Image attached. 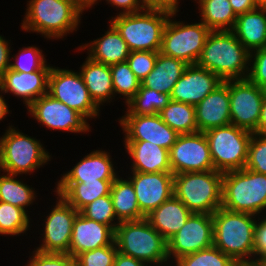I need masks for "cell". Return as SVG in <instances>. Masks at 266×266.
Wrapping results in <instances>:
<instances>
[{
    "label": "cell",
    "instance_id": "56",
    "mask_svg": "<svg viewBox=\"0 0 266 266\" xmlns=\"http://www.w3.org/2000/svg\"><path fill=\"white\" fill-rule=\"evenodd\" d=\"M86 6L92 1V0H81Z\"/></svg>",
    "mask_w": 266,
    "mask_h": 266
},
{
    "label": "cell",
    "instance_id": "52",
    "mask_svg": "<svg viewBox=\"0 0 266 266\" xmlns=\"http://www.w3.org/2000/svg\"><path fill=\"white\" fill-rule=\"evenodd\" d=\"M254 133L258 135L266 136V90H265L264 99H263L262 106H261L259 123Z\"/></svg>",
    "mask_w": 266,
    "mask_h": 266
},
{
    "label": "cell",
    "instance_id": "8",
    "mask_svg": "<svg viewBox=\"0 0 266 266\" xmlns=\"http://www.w3.org/2000/svg\"><path fill=\"white\" fill-rule=\"evenodd\" d=\"M223 173L217 170L174 175V195L192 213L213 214L222 206Z\"/></svg>",
    "mask_w": 266,
    "mask_h": 266
},
{
    "label": "cell",
    "instance_id": "55",
    "mask_svg": "<svg viewBox=\"0 0 266 266\" xmlns=\"http://www.w3.org/2000/svg\"><path fill=\"white\" fill-rule=\"evenodd\" d=\"M257 7H266V0H255Z\"/></svg>",
    "mask_w": 266,
    "mask_h": 266
},
{
    "label": "cell",
    "instance_id": "47",
    "mask_svg": "<svg viewBox=\"0 0 266 266\" xmlns=\"http://www.w3.org/2000/svg\"><path fill=\"white\" fill-rule=\"evenodd\" d=\"M98 1H102V0H92L88 5H87V10L89 8L92 9V7L96 4H98ZM107 2V4H111V7H115L116 9L119 8L121 9V11H119V13H117V15H121V14H130V13H137L140 12L142 10H144L138 0H105Z\"/></svg>",
    "mask_w": 266,
    "mask_h": 266
},
{
    "label": "cell",
    "instance_id": "10",
    "mask_svg": "<svg viewBox=\"0 0 266 266\" xmlns=\"http://www.w3.org/2000/svg\"><path fill=\"white\" fill-rule=\"evenodd\" d=\"M177 13L172 12L169 16L159 52L180 59L188 65L196 64L211 30L201 21L189 24L177 21Z\"/></svg>",
    "mask_w": 266,
    "mask_h": 266
},
{
    "label": "cell",
    "instance_id": "13",
    "mask_svg": "<svg viewBox=\"0 0 266 266\" xmlns=\"http://www.w3.org/2000/svg\"><path fill=\"white\" fill-rule=\"evenodd\" d=\"M265 90L248 78L229 80L231 124L254 133L257 129Z\"/></svg>",
    "mask_w": 266,
    "mask_h": 266
},
{
    "label": "cell",
    "instance_id": "14",
    "mask_svg": "<svg viewBox=\"0 0 266 266\" xmlns=\"http://www.w3.org/2000/svg\"><path fill=\"white\" fill-rule=\"evenodd\" d=\"M55 195L58 196L55 205L42 220V244L34 249L43 253L69 254L73 223L79 212L60 195Z\"/></svg>",
    "mask_w": 266,
    "mask_h": 266
},
{
    "label": "cell",
    "instance_id": "39",
    "mask_svg": "<svg viewBox=\"0 0 266 266\" xmlns=\"http://www.w3.org/2000/svg\"><path fill=\"white\" fill-rule=\"evenodd\" d=\"M17 54L11 56L10 69L15 72L30 73L38 70H51L52 66L47 62L43 50L35 45L19 48ZM48 63V64H47Z\"/></svg>",
    "mask_w": 266,
    "mask_h": 266
},
{
    "label": "cell",
    "instance_id": "16",
    "mask_svg": "<svg viewBox=\"0 0 266 266\" xmlns=\"http://www.w3.org/2000/svg\"><path fill=\"white\" fill-rule=\"evenodd\" d=\"M213 246V220L211 214L192 213L184 226L167 241V254L171 266L182 256ZM172 259V260H170Z\"/></svg>",
    "mask_w": 266,
    "mask_h": 266
},
{
    "label": "cell",
    "instance_id": "21",
    "mask_svg": "<svg viewBox=\"0 0 266 266\" xmlns=\"http://www.w3.org/2000/svg\"><path fill=\"white\" fill-rule=\"evenodd\" d=\"M195 115L199 132L231 124L229 80L195 105Z\"/></svg>",
    "mask_w": 266,
    "mask_h": 266
},
{
    "label": "cell",
    "instance_id": "51",
    "mask_svg": "<svg viewBox=\"0 0 266 266\" xmlns=\"http://www.w3.org/2000/svg\"><path fill=\"white\" fill-rule=\"evenodd\" d=\"M114 266H148L144 262L137 260L136 258L126 256L117 252L115 257Z\"/></svg>",
    "mask_w": 266,
    "mask_h": 266
},
{
    "label": "cell",
    "instance_id": "5",
    "mask_svg": "<svg viewBox=\"0 0 266 266\" xmlns=\"http://www.w3.org/2000/svg\"><path fill=\"white\" fill-rule=\"evenodd\" d=\"M221 207L255 216L266 214V174L247 168L223 173Z\"/></svg>",
    "mask_w": 266,
    "mask_h": 266
},
{
    "label": "cell",
    "instance_id": "12",
    "mask_svg": "<svg viewBox=\"0 0 266 266\" xmlns=\"http://www.w3.org/2000/svg\"><path fill=\"white\" fill-rule=\"evenodd\" d=\"M28 114L47 129L71 133L91 131L88 120L79 112L50 96L48 93L37 98L27 107Z\"/></svg>",
    "mask_w": 266,
    "mask_h": 266
},
{
    "label": "cell",
    "instance_id": "22",
    "mask_svg": "<svg viewBox=\"0 0 266 266\" xmlns=\"http://www.w3.org/2000/svg\"><path fill=\"white\" fill-rule=\"evenodd\" d=\"M50 70H38L24 73L8 68L0 77V86L5 94L22 98L26 108L37 98L48 93V78Z\"/></svg>",
    "mask_w": 266,
    "mask_h": 266
},
{
    "label": "cell",
    "instance_id": "54",
    "mask_svg": "<svg viewBox=\"0 0 266 266\" xmlns=\"http://www.w3.org/2000/svg\"><path fill=\"white\" fill-rule=\"evenodd\" d=\"M245 266H266V259L253 260L247 263Z\"/></svg>",
    "mask_w": 266,
    "mask_h": 266
},
{
    "label": "cell",
    "instance_id": "2",
    "mask_svg": "<svg viewBox=\"0 0 266 266\" xmlns=\"http://www.w3.org/2000/svg\"><path fill=\"white\" fill-rule=\"evenodd\" d=\"M196 64L223 82L245 79L249 74L250 52L231 30L210 31Z\"/></svg>",
    "mask_w": 266,
    "mask_h": 266
},
{
    "label": "cell",
    "instance_id": "33",
    "mask_svg": "<svg viewBox=\"0 0 266 266\" xmlns=\"http://www.w3.org/2000/svg\"><path fill=\"white\" fill-rule=\"evenodd\" d=\"M17 177L18 175L0 172V201L18 206L28 213L27 208L36 201L38 193Z\"/></svg>",
    "mask_w": 266,
    "mask_h": 266
},
{
    "label": "cell",
    "instance_id": "25",
    "mask_svg": "<svg viewBox=\"0 0 266 266\" xmlns=\"http://www.w3.org/2000/svg\"><path fill=\"white\" fill-rule=\"evenodd\" d=\"M131 157V171L142 173L172 172L169 150L149 141H124Z\"/></svg>",
    "mask_w": 266,
    "mask_h": 266
},
{
    "label": "cell",
    "instance_id": "26",
    "mask_svg": "<svg viewBox=\"0 0 266 266\" xmlns=\"http://www.w3.org/2000/svg\"><path fill=\"white\" fill-rule=\"evenodd\" d=\"M192 212L175 195L152 210L145 218L166 240L173 237L186 223Z\"/></svg>",
    "mask_w": 266,
    "mask_h": 266
},
{
    "label": "cell",
    "instance_id": "50",
    "mask_svg": "<svg viewBox=\"0 0 266 266\" xmlns=\"http://www.w3.org/2000/svg\"><path fill=\"white\" fill-rule=\"evenodd\" d=\"M233 11L238 16L239 14L254 10L257 8L255 0H229Z\"/></svg>",
    "mask_w": 266,
    "mask_h": 266
},
{
    "label": "cell",
    "instance_id": "24",
    "mask_svg": "<svg viewBox=\"0 0 266 266\" xmlns=\"http://www.w3.org/2000/svg\"><path fill=\"white\" fill-rule=\"evenodd\" d=\"M104 33L102 37L93 39L89 43H82L77 50L87 49V57L108 66L125 62L131 52L125 40L110 22L108 30Z\"/></svg>",
    "mask_w": 266,
    "mask_h": 266
},
{
    "label": "cell",
    "instance_id": "29",
    "mask_svg": "<svg viewBox=\"0 0 266 266\" xmlns=\"http://www.w3.org/2000/svg\"><path fill=\"white\" fill-rule=\"evenodd\" d=\"M114 180H98V182H56L54 188L67 203L80 212L86 205L99 197L109 195Z\"/></svg>",
    "mask_w": 266,
    "mask_h": 266
},
{
    "label": "cell",
    "instance_id": "18",
    "mask_svg": "<svg viewBox=\"0 0 266 266\" xmlns=\"http://www.w3.org/2000/svg\"><path fill=\"white\" fill-rule=\"evenodd\" d=\"M127 178L134 187L138 206L145 216L174 195V174L172 172L131 171V175Z\"/></svg>",
    "mask_w": 266,
    "mask_h": 266
},
{
    "label": "cell",
    "instance_id": "43",
    "mask_svg": "<svg viewBox=\"0 0 266 266\" xmlns=\"http://www.w3.org/2000/svg\"><path fill=\"white\" fill-rule=\"evenodd\" d=\"M158 52L131 51L127 63L136 77L142 81L155 67Z\"/></svg>",
    "mask_w": 266,
    "mask_h": 266
},
{
    "label": "cell",
    "instance_id": "46",
    "mask_svg": "<svg viewBox=\"0 0 266 266\" xmlns=\"http://www.w3.org/2000/svg\"><path fill=\"white\" fill-rule=\"evenodd\" d=\"M261 217L255 222L253 260L266 259V215Z\"/></svg>",
    "mask_w": 266,
    "mask_h": 266
},
{
    "label": "cell",
    "instance_id": "37",
    "mask_svg": "<svg viewBox=\"0 0 266 266\" xmlns=\"http://www.w3.org/2000/svg\"><path fill=\"white\" fill-rule=\"evenodd\" d=\"M114 96H123L125 104L128 103L140 88L141 81L136 77L127 61L110 66Z\"/></svg>",
    "mask_w": 266,
    "mask_h": 266
},
{
    "label": "cell",
    "instance_id": "28",
    "mask_svg": "<svg viewBox=\"0 0 266 266\" xmlns=\"http://www.w3.org/2000/svg\"><path fill=\"white\" fill-rule=\"evenodd\" d=\"M79 68L90 97L99 108L104 103H111L113 99L115 100L110 66L86 57Z\"/></svg>",
    "mask_w": 266,
    "mask_h": 266
},
{
    "label": "cell",
    "instance_id": "31",
    "mask_svg": "<svg viewBox=\"0 0 266 266\" xmlns=\"http://www.w3.org/2000/svg\"><path fill=\"white\" fill-rule=\"evenodd\" d=\"M118 176L112 183L110 196L117 219L122 221L140 220L146 216L140 211L131 181Z\"/></svg>",
    "mask_w": 266,
    "mask_h": 266
},
{
    "label": "cell",
    "instance_id": "49",
    "mask_svg": "<svg viewBox=\"0 0 266 266\" xmlns=\"http://www.w3.org/2000/svg\"><path fill=\"white\" fill-rule=\"evenodd\" d=\"M9 41L11 40H6L4 36L0 35V77L10 68L12 49Z\"/></svg>",
    "mask_w": 266,
    "mask_h": 266
},
{
    "label": "cell",
    "instance_id": "36",
    "mask_svg": "<svg viewBox=\"0 0 266 266\" xmlns=\"http://www.w3.org/2000/svg\"><path fill=\"white\" fill-rule=\"evenodd\" d=\"M30 221L24 209L0 201V235L21 236L30 230Z\"/></svg>",
    "mask_w": 266,
    "mask_h": 266
},
{
    "label": "cell",
    "instance_id": "44",
    "mask_svg": "<svg viewBox=\"0 0 266 266\" xmlns=\"http://www.w3.org/2000/svg\"><path fill=\"white\" fill-rule=\"evenodd\" d=\"M29 260L26 266H77L76 259L68 253H43L34 250Z\"/></svg>",
    "mask_w": 266,
    "mask_h": 266
},
{
    "label": "cell",
    "instance_id": "15",
    "mask_svg": "<svg viewBox=\"0 0 266 266\" xmlns=\"http://www.w3.org/2000/svg\"><path fill=\"white\" fill-rule=\"evenodd\" d=\"M172 173L214 170L208 140L204 132L179 134L169 150Z\"/></svg>",
    "mask_w": 266,
    "mask_h": 266
},
{
    "label": "cell",
    "instance_id": "40",
    "mask_svg": "<svg viewBox=\"0 0 266 266\" xmlns=\"http://www.w3.org/2000/svg\"><path fill=\"white\" fill-rule=\"evenodd\" d=\"M80 213L90 220L110 226L114 231L120 224L115 215L110 194L97 198L86 205Z\"/></svg>",
    "mask_w": 266,
    "mask_h": 266
},
{
    "label": "cell",
    "instance_id": "19",
    "mask_svg": "<svg viewBox=\"0 0 266 266\" xmlns=\"http://www.w3.org/2000/svg\"><path fill=\"white\" fill-rule=\"evenodd\" d=\"M222 83L213 72L197 64H190L174 85L170 99L195 106Z\"/></svg>",
    "mask_w": 266,
    "mask_h": 266
},
{
    "label": "cell",
    "instance_id": "11",
    "mask_svg": "<svg viewBox=\"0 0 266 266\" xmlns=\"http://www.w3.org/2000/svg\"><path fill=\"white\" fill-rule=\"evenodd\" d=\"M48 94L82 114L88 121L99 117L100 109L90 97L80 72L52 66Z\"/></svg>",
    "mask_w": 266,
    "mask_h": 266
},
{
    "label": "cell",
    "instance_id": "34",
    "mask_svg": "<svg viewBox=\"0 0 266 266\" xmlns=\"http://www.w3.org/2000/svg\"><path fill=\"white\" fill-rule=\"evenodd\" d=\"M159 115L178 134L198 132L194 105L170 100Z\"/></svg>",
    "mask_w": 266,
    "mask_h": 266
},
{
    "label": "cell",
    "instance_id": "30",
    "mask_svg": "<svg viewBox=\"0 0 266 266\" xmlns=\"http://www.w3.org/2000/svg\"><path fill=\"white\" fill-rule=\"evenodd\" d=\"M187 65L180 59L158 52L154 69L141 81V85L170 95Z\"/></svg>",
    "mask_w": 266,
    "mask_h": 266
},
{
    "label": "cell",
    "instance_id": "35",
    "mask_svg": "<svg viewBox=\"0 0 266 266\" xmlns=\"http://www.w3.org/2000/svg\"><path fill=\"white\" fill-rule=\"evenodd\" d=\"M170 100L169 94L160 93L140 85L135 96L125 104L127 109L124 115L159 114Z\"/></svg>",
    "mask_w": 266,
    "mask_h": 266
},
{
    "label": "cell",
    "instance_id": "32",
    "mask_svg": "<svg viewBox=\"0 0 266 266\" xmlns=\"http://www.w3.org/2000/svg\"><path fill=\"white\" fill-rule=\"evenodd\" d=\"M198 4L200 20L211 31L232 30L237 15L229 0H194Z\"/></svg>",
    "mask_w": 266,
    "mask_h": 266
},
{
    "label": "cell",
    "instance_id": "3",
    "mask_svg": "<svg viewBox=\"0 0 266 266\" xmlns=\"http://www.w3.org/2000/svg\"><path fill=\"white\" fill-rule=\"evenodd\" d=\"M256 217L258 216L232 212L222 207L217 209L212 214L213 246L240 266L253 261Z\"/></svg>",
    "mask_w": 266,
    "mask_h": 266
},
{
    "label": "cell",
    "instance_id": "42",
    "mask_svg": "<svg viewBox=\"0 0 266 266\" xmlns=\"http://www.w3.org/2000/svg\"><path fill=\"white\" fill-rule=\"evenodd\" d=\"M245 168L266 174V136L252 133Z\"/></svg>",
    "mask_w": 266,
    "mask_h": 266
},
{
    "label": "cell",
    "instance_id": "4",
    "mask_svg": "<svg viewBox=\"0 0 266 266\" xmlns=\"http://www.w3.org/2000/svg\"><path fill=\"white\" fill-rule=\"evenodd\" d=\"M114 241L118 252L136 258L148 266H171L167 241L146 218L120 222L115 229Z\"/></svg>",
    "mask_w": 266,
    "mask_h": 266
},
{
    "label": "cell",
    "instance_id": "45",
    "mask_svg": "<svg viewBox=\"0 0 266 266\" xmlns=\"http://www.w3.org/2000/svg\"><path fill=\"white\" fill-rule=\"evenodd\" d=\"M247 78L261 89L266 90V47L250 53Z\"/></svg>",
    "mask_w": 266,
    "mask_h": 266
},
{
    "label": "cell",
    "instance_id": "20",
    "mask_svg": "<svg viewBox=\"0 0 266 266\" xmlns=\"http://www.w3.org/2000/svg\"><path fill=\"white\" fill-rule=\"evenodd\" d=\"M107 150H93L85 155L71 170L63 173L57 182H98L115 180L119 173ZM117 171V172H116Z\"/></svg>",
    "mask_w": 266,
    "mask_h": 266
},
{
    "label": "cell",
    "instance_id": "27",
    "mask_svg": "<svg viewBox=\"0 0 266 266\" xmlns=\"http://www.w3.org/2000/svg\"><path fill=\"white\" fill-rule=\"evenodd\" d=\"M232 33L251 53L266 46V7L239 14Z\"/></svg>",
    "mask_w": 266,
    "mask_h": 266
},
{
    "label": "cell",
    "instance_id": "9",
    "mask_svg": "<svg viewBox=\"0 0 266 266\" xmlns=\"http://www.w3.org/2000/svg\"><path fill=\"white\" fill-rule=\"evenodd\" d=\"M214 170L221 173L245 168L252 132L229 124L204 132Z\"/></svg>",
    "mask_w": 266,
    "mask_h": 266
},
{
    "label": "cell",
    "instance_id": "7",
    "mask_svg": "<svg viewBox=\"0 0 266 266\" xmlns=\"http://www.w3.org/2000/svg\"><path fill=\"white\" fill-rule=\"evenodd\" d=\"M172 12L144 9L112 16L109 22L127 43L130 51L159 52L164 28Z\"/></svg>",
    "mask_w": 266,
    "mask_h": 266
},
{
    "label": "cell",
    "instance_id": "41",
    "mask_svg": "<svg viewBox=\"0 0 266 266\" xmlns=\"http://www.w3.org/2000/svg\"><path fill=\"white\" fill-rule=\"evenodd\" d=\"M117 252V246L114 241L111 245L83 252L75 259L77 266H114Z\"/></svg>",
    "mask_w": 266,
    "mask_h": 266
},
{
    "label": "cell",
    "instance_id": "38",
    "mask_svg": "<svg viewBox=\"0 0 266 266\" xmlns=\"http://www.w3.org/2000/svg\"><path fill=\"white\" fill-rule=\"evenodd\" d=\"M240 266L220 249L211 246L195 253L182 256L172 266Z\"/></svg>",
    "mask_w": 266,
    "mask_h": 266
},
{
    "label": "cell",
    "instance_id": "53",
    "mask_svg": "<svg viewBox=\"0 0 266 266\" xmlns=\"http://www.w3.org/2000/svg\"><path fill=\"white\" fill-rule=\"evenodd\" d=\"M2 94H5L0 86V121H2L11 112L8 108L6 99Z\"/></svg>",
    "mask_w": 266,
    "mask_h": 266
},
{
    "label": "cell",
    "instance_id": "17",
    "mask_svg": "<svg viewBox=\"0 0 266 266\" xmlns=\"http://www.w3.org/2000/svg\"><path fill=\"white\" fill-rule=\"evenodd\" d=\"M117 120L123 130L124 141H149L170 150L179 136L162 121L159 114L123 115Z\"/></svg>",
    "mask_w": 266,
    "mask_h": 266
},
{
    "label": "cell",
    "instance_id": "48",
    "mask_svg": "<svg viewBox=\"0 0 266 266\" xmlns=\"http://www.w3.org/2000/svg\"><path fill=\"white\" fill-rule=\"evenodd\" d=\"M140 6L147 10L179 12L180 0H138Z\"/></svg>",
    "mask_w": 266,
    "mask_h": 266
},
{
    "label": "cell",
    "instance_id": "23",
    "mask_svg": "<svg viewBox=\"0 0 266 266\" xmlns=\"http://www.w3.org/2000/svg\"><path fill=\"white\" fill-rule=\"evenodd\" d=\"M114 237L115 231L110 226L90 220L79 212L73 223L69 254L76 258L83 252L111 245Z\"/></svg>",
    "mask_w": 266,
    "mask_h": 266
},
{
    "label": "cell",
    "instance_id": "6",
    "mask_svg": "<svg viewBox=\"0 0 266 266\" xmlns=\"http://www.w3.org/2000/svg\"><path fill=\"white\" fill-rule=\"evenodd\" d=\"M0 136V171L29 174L51 161L52 156L40 140L24 134L12 124Z\"/></svg>",
    "mask_w": 266,
    "mask_h": 266
},
{
    "label": "cell",
    "instance_id": "1",
    "mask_svg": "<svg viewBox=\"0 0 266 266\" xmlns=\"http://www.w3.org/2000/svg\"><path fill=\"white\" fill-rule=\"evenodd\" d=\"M21 29L47 40L62 39L78 30L87 6L81 0H27ZM84 11V12H83Z\"/></svg>",
    "mask_w": 266,
    "mask_h": 266
}]
</instances>
